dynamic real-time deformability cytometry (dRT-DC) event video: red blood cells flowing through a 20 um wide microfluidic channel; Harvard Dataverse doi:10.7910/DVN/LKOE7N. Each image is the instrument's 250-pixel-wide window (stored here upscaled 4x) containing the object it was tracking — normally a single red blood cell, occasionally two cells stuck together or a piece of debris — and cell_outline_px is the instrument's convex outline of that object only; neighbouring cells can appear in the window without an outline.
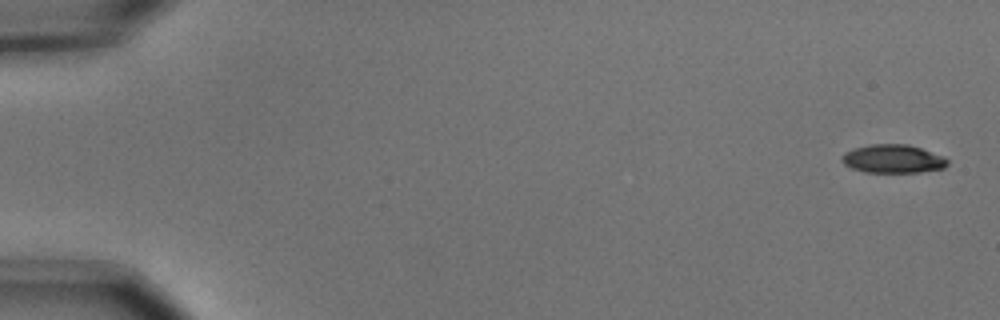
{"species": "common noctule bat (a hibernating species)", "species_latin": "Nyctalus noctula", "temperature_condition": "cold", "stored_images_in_passage": 7, "camera_frame_rate_fps": 3000, "um_per_image_px": 0.085, "animal": {"sex": "male", "body_mass_g": 15.6}, "frame": {"image": 1, "passage_image": 1, "time_ms": 0.0, "image_size_px": [1000, 320], "cell_outline_px": [[948, 164], [944, 168], [920, 172], [864, 172], [852, 168], [844, 164], [840, 160], [840, 156], [844, 152], [852, 148], [872, 144], [908, 144], [944, 156], [948, 160]], "centroid_in_image_um": [75.87, 13.5], "position_along_channel_um": 9.1, "area_um2": 17.63}}
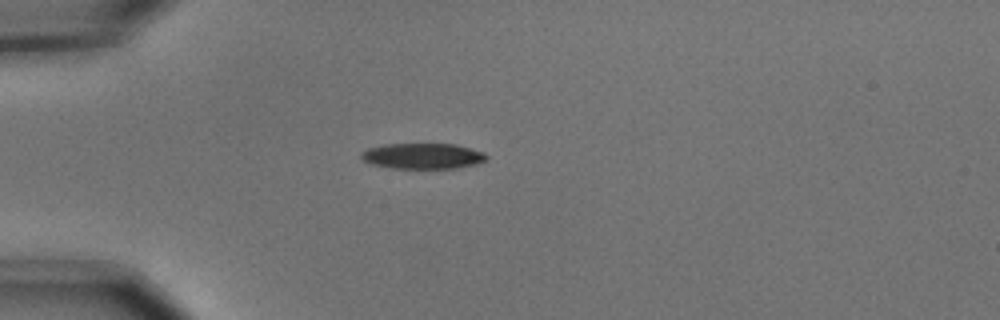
{"frame": {"image": 2, "passage_image": 5, "time_ms": 1.333, "image_size_px": [1000, 320], "cell_outline_px": [[488, 160], [476, 164], [456, 168], [392, 168], [372, 164], [364, 160], [360, 156], [360, 152], [368, 148], [384, 144], [456, 144], [484, 152], [488, 156]], "centroid_in_image_um": [35.95, 13.26], "position_along_channel_um": 49.0, "area_um2": 18.79}}
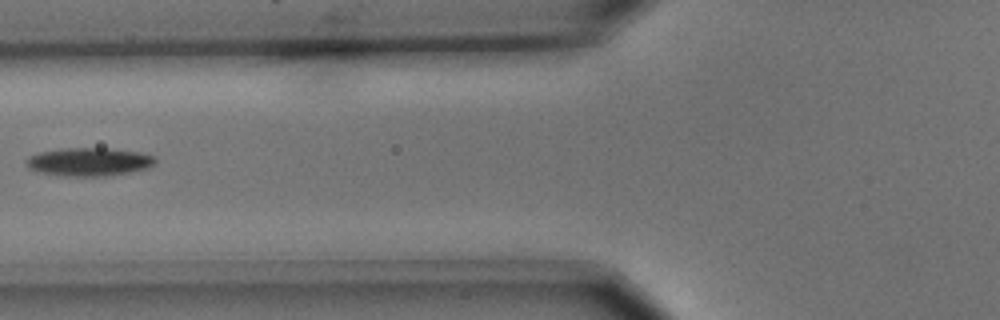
{"frame": {"image": 3, "passage_image": 7, "time_ms": 2.0, "image_size_px": [1000, 320], "cell_outline_px": [[156, 160], [148, 168], [128, 172], [104, 176], [60, 176], [28, 168], [28, 156], [40, 152], [68, 148], [108, 148], [136, 152], [152, 156]], "centroid_in_image_um": [7.56, 13.76], "position_along_channel_um": 118.2, "area_um2": 20.75}}